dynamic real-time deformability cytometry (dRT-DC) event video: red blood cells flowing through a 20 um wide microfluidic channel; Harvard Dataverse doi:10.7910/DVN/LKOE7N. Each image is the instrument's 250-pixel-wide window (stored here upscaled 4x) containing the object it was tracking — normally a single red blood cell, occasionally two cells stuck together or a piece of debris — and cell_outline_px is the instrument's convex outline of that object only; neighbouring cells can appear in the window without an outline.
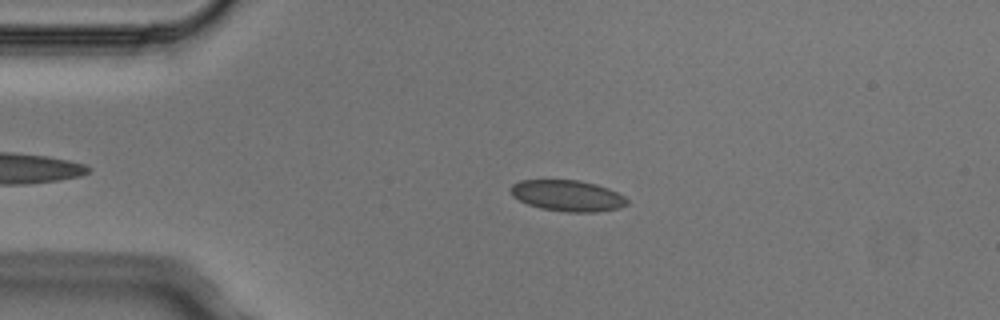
{"species": "Egyptian fruit bat (a non-hibernating species)", "species_latin": "Rousettus aegyptiacus", "temperature_condition": "cold", "stored_images_in_passage": 4, "camera_frame_rate_fps": 3000, "um_per_image_px": 0.085, "animal": {"sex": "male"}, "frame": {"image": 1, "passage_image": 3, "time_ms": 0.667, "image_size_px": [1000, 320], "cell_outline_px": [[628, 204], [620, 208], [596, 212], [568, 212], [540, 208], [528, 204], [512, 196], [512, 184], [520, 180], [580, 180], [596, 184], [608, 188], [624, 196], [628, 200]], "centroid_in_image_um": [48.27, 16.63], "position_along_channel_um": 36.7, "area_um2": 21.04}}